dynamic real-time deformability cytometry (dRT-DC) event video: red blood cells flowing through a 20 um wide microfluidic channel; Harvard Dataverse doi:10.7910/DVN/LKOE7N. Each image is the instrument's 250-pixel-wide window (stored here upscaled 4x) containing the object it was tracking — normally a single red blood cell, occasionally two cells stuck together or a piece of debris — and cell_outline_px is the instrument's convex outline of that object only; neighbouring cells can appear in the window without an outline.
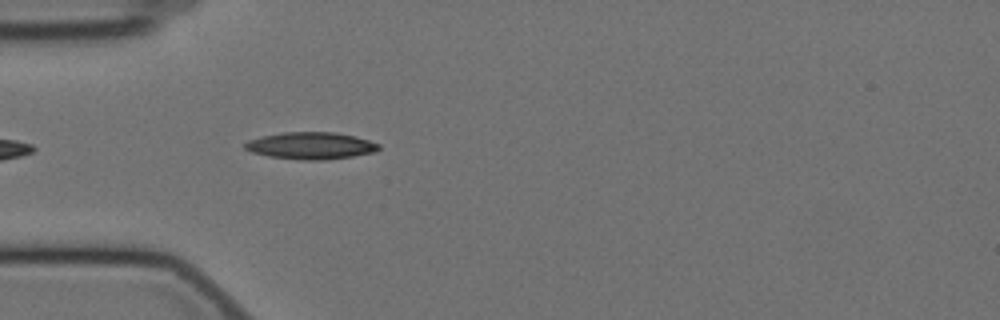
{"species": "Egyptian fruit bat (a non-hibernating species)", "species_latin": "Rousettus aegyptiacus", "temperature_condition": "cold", "stored_images_in_passage": 11, "camera_frame_rate_fps": 3000, "um_per_image_px": 0.085, "animal": {"sex": "female"}, "frame": {"image": 1, "passage_image": 4, "time_ms": 1.0, "image_size_px": [1000, 320], "cell_outline_px": [[380, 148], [376, 152], [352, 156], [324, 160], [296, 160], [268, 156], [252, 152], [244, 148], [244, 144], [248, 140], [264, 136], [284, 132], [332, 132], [356, 136], [380, 144]], "centroid_in_image_um": [26.43, 12.39], "position_along_channel_um": 58.6, "area_um2": 21.1}}
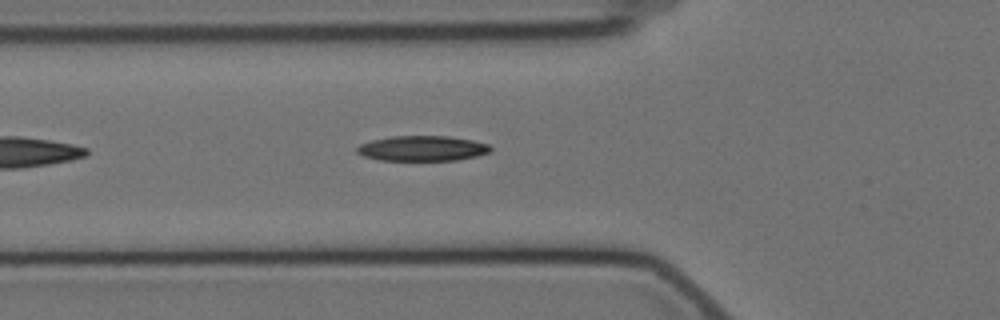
{"frame": {"image": 2, "passage_image": 7, "time_ms": 2.0, "image_size_px": [1000, 320], "cell_outline_px": [[492, 148], [488, 152], [476, 156], [456, 160], [380, 160], [364, 156], [356, 152], [356, 148], [360, 144], [372, 140], [392, 136], [448, 136], [472, 140], [488, 144]], "centroid_in_image_um": [35.88, 12.61], "position_along_channel_um": 89.9, "area_um2": 19.48}}
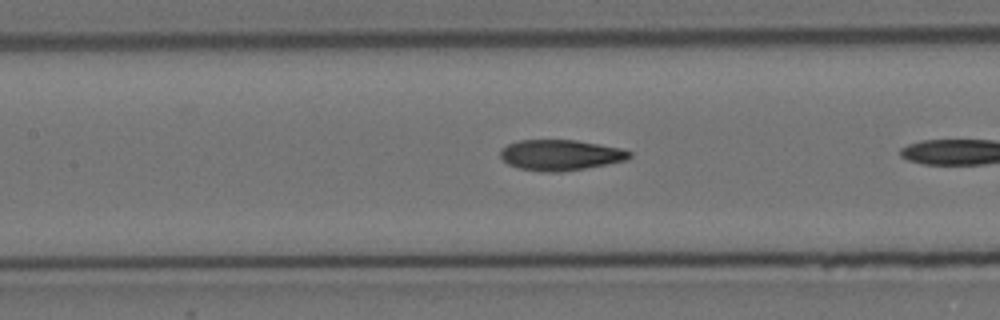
{"frame": {"image": 3, "passage_image": 10, "time_ms": 3.0, "image_size_px": [1000, 320], "cell_outline_px": [[632, 156], [628, 160], [584, 168], [560, 172], [544, 172], [520, 168], [508, 164], [500, 156], [500, 148], [516, 140], [576, 140], [620, 148], [632, 152]], "centroid_in_image_um": [47.63, 13.17], "position_along_channel_um": 159.8, "area_um2": 23.06}}